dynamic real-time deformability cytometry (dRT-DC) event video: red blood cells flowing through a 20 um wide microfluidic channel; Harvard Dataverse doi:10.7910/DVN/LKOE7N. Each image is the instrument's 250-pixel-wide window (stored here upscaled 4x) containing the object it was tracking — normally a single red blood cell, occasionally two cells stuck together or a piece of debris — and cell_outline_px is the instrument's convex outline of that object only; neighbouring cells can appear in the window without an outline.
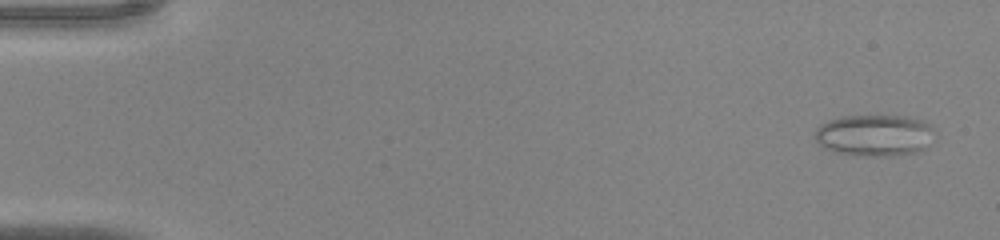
{"species": "common noctule bat (a hibernating species)", "species_latin": "Nyctalus noctula", "temperature_condition": "warm", "stored_images_in_passage": 44, "camera_frame_rate_fps": 3000, "um_per_image_px": 0.085, "animal": {"sex": "male", "body_mass_g": 20.0, "forearm_length_mm": 53.3}, "frame": {"image": 1, "passage_image": 2, "time_ms": 0.333, "image_size_px": [1000, 240], "cell_outline_px": [[936, 136], [928, 148], [920, 152], [892, 156], [864, 156], [832, 152], [824, 148], [816, 140], [816, 128], [820, 124], [828, 120], [840, 116], [908, 116], [924, 120], [936, 132]], "centroid_in_image_um": [74.4, 11.51], "position_along_channel_um": 10.6, "area_um2": 29.71}}
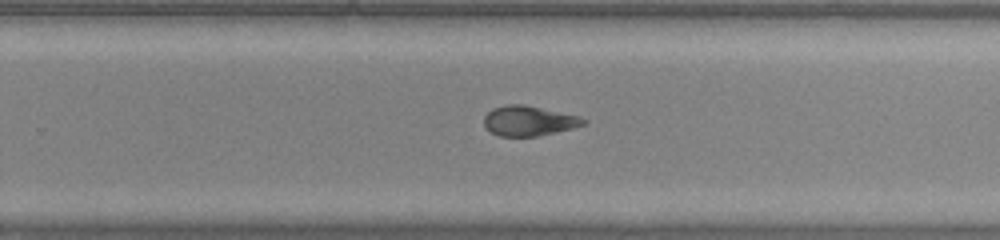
{"frame": {"image": 2, "passage_image": 29, "time_ms": 9.333, "image_size_px": [1000, 240], "cell_outline_px": [[588, 124], [556, 132], [536, 136], [500, 136], [492, 132], [484, 124], [484, 116], [492, 108], [508, 104], [524, 104], [580, 116], [588, 120]], "centroid_in_image_um": [44.99, 10.26], "position_along_channel_um": 284.8, "area_um2": 17.4}}
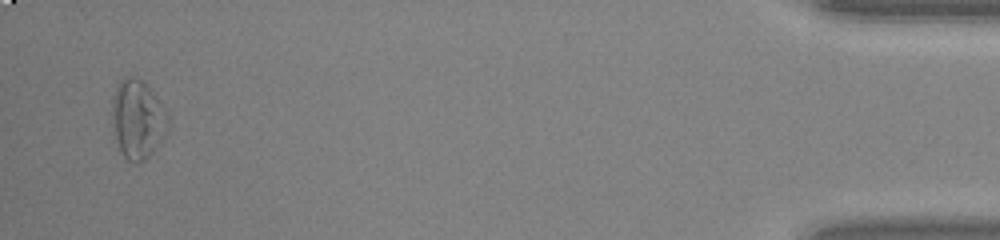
{"frame": {"image": 3, "passage_image": 43, "time_ms": 14.0, "image_size_px": [1000, 240], "cell_outline_px": [[168, 128], [160, 144], [140, 164], [136, 164], [128, 160], [120, 152], [112, 124], [112, 96], [120, 80], [124, 76], [136, 76], [156, 96], [168, 116]], "centroid_in_image_um": [11.68, 10.15], "position_along_channel_um": 423.5, "area_um2": 25.66}}